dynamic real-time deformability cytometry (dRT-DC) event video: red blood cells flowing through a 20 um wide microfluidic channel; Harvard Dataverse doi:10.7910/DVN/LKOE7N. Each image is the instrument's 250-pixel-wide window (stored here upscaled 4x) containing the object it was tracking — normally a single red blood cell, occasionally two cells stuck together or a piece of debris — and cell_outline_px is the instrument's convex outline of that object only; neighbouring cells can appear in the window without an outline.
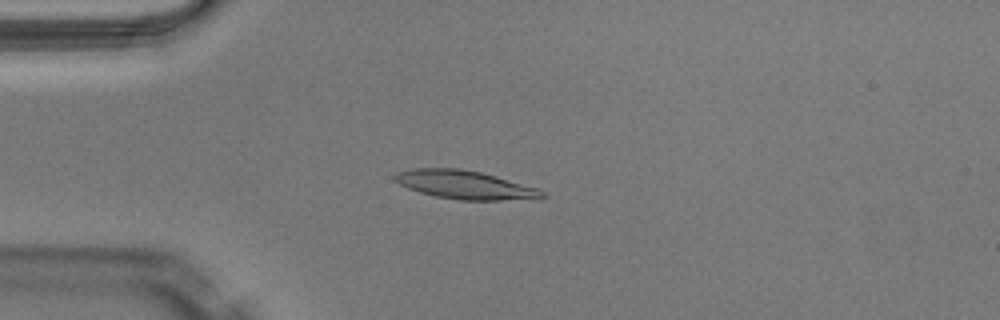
{"species": "Egyptian fruit bat (a non-hibernating species)", "species_latin": "Rousettus aegyptiacus", "temperature_condition": "warm", "stored_images_in_passage": 49, "camera_frame_rate_fps": 3000, "um_per_image_px": 0.085, "animal": {"sex": "male"}, "frame": {"image": 1, "passage_image": 12, "time_ms": 3.667, "image_size_px": [1000, 320], "cell_outline_px": [[548, 196], [500, 200], [460, 200], [436, 196], [420, 192], [408, 188], [392, 180], [392, 176], [396, 172], [412, 168], [460, 168], [480, 172], [536, 188], [544, 192]], "centroid_in_image_um": [39.39, 15.69], "position_along_channel_um": 45.6, "area_um2": 24.04}}
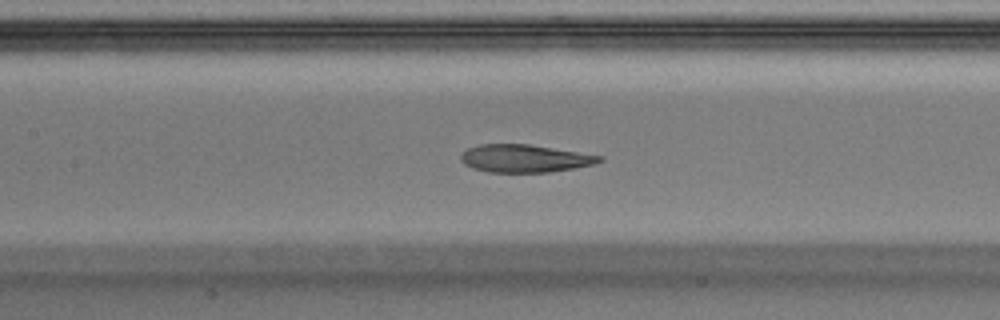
{"frame": {"image": 2, "passage_image": 22, "time_ms": 7.0, "image_size_px": [1000, 320], "cell_outline_px": [[604, 160], [592, 164], [576, 168], [548, 172], [488, 172], [472, 168], [464, 164], [460, 160], [460, 156], [468, 148], [480, 144], [528, 144], [604, 156]], "centroid_in_image_um": [44.59, 13.47], "position_along_channel_um": 162.8, "area_um2": 22.37}}
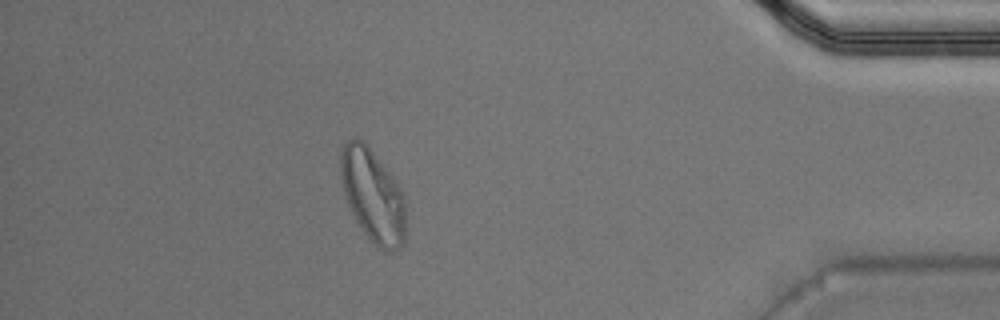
{"frame": {"image": 3, "passage_image": 43, "time_ms": 14.0, "image_size_px": [1000, 320], "cell_outline_px": [[404, 244], [400, 248], [392, 252], [384, 252], [364, 232], [356, 220], [344, 196], [340, 176], [340, 152], [344, 144], [352, 136], [356, 136], [372, 152], [400, 188], [404, 196]], "centroid_in_image_um": [31.66, 16.63], "position_along_channel_um": 403.5, "area_um2": 34.68}, "authors_computed_cell_mechanics": {"area_um2": 23.698, "velocity_mm_per_s": 4.0486, "shape_relaxation_time_tau1_ms": null, "shape_relaxation_time_tau2_ms": 2.1819, "deformation_change_tau1": null, "deformation_change_tau2": 0.0786}}